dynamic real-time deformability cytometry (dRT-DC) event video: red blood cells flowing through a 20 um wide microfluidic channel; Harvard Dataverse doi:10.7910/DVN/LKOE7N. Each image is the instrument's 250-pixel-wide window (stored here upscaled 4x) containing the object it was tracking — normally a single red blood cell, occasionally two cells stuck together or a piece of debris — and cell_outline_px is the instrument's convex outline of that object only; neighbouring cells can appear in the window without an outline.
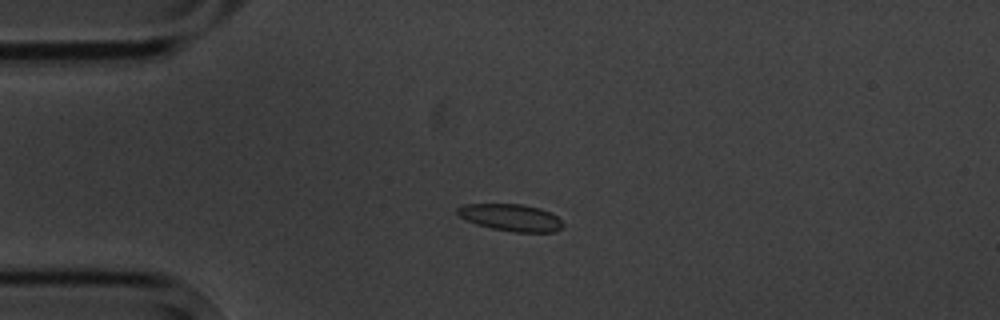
{"species": "common noctule bat (a hibernating species)", "species_latin": "Nyctalus noctula", "temperature_condition": "cold", "stored_images_in_passage": 5, "camera_frame_rate_fps": 3000, "um_per_image_px": 0.085, "animal": {"sex": "male", "body_mass_g": 20.1, "forearm_length_mm": 53.5}, "frame": {"image": 1, "passage_image": 4, "time_ms": 3.667, "image_size_px": [1000, 320], "cell_outline_px": [[564, 224], [556, 232], [512, 232], [492, 228], [476, 224], [460, 216], [456, 212], [456, 208], [464, 204], [520, 204], [540, 208], [552, 212]], "centroid_in_image_um": [43.44, 18.49], "position_along_channel_um": 41.6, "area_um2": 16.59}}